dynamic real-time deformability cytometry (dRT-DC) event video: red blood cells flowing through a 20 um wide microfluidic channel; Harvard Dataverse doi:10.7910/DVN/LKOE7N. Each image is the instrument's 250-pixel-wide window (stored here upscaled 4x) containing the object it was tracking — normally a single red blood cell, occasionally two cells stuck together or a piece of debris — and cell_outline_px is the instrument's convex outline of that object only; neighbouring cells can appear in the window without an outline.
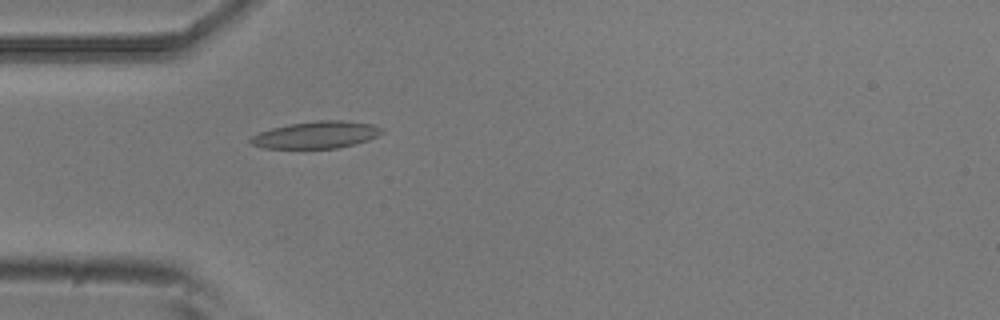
{"species": "common noctule bat (a hibernating species)", "species_latin": "Nyctalus noctula", "temperature_condition": "room temperature", "stored_images_in_passage": 3, "camera_frame_rate_fps": 3000, "um_per_image_px": 0.085, "animal": {"sex": "male", "body_mass_g": 20.5, "forearm_length_mm": 52.5}, "frame": {"image": 1, "passage_image": 3, "time_ms": 0.667, "image_size_px": [1000, 320], "cell_outline_px": [[384, 132], [368, 140], [336, 148], [264, 148], [252, 144], [248, 140], [252, 136], [260, 132], [272, 128], [288, 124], [316, 120], [344, 120], [372, 124], [384, 128]], "centroid_in_image_um": [26.89, 11.45], "position_along_channel_um": 58.1, "area_um2": 20.63}}